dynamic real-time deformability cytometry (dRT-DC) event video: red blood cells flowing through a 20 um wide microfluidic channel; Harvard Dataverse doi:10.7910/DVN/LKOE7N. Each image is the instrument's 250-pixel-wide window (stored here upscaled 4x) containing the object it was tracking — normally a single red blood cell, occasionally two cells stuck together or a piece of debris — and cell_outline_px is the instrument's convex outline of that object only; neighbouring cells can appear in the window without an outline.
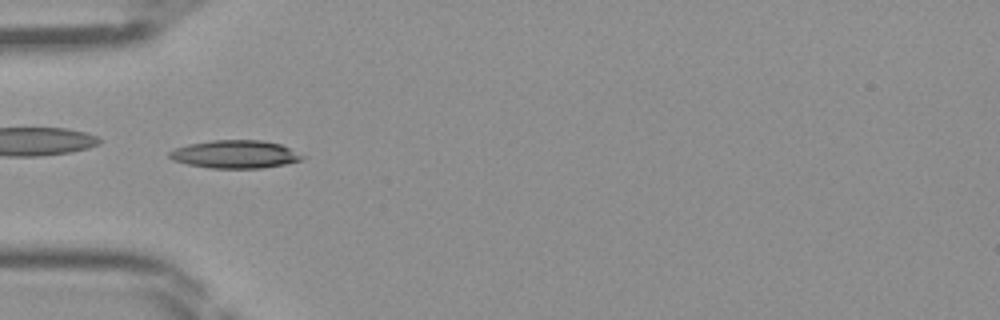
{"species": "Egyptian fruit bat (a non-hibernating species)", "species_latin": "Rousettus aegyptiacus", "temperature_condition": "room temperature", "stored_images_in_passage": 45, "camera_frame_rate_fps": 3000, "um_per_image_px": 0.085, "frame": {"image": 1, "passage_image": 14, "time_ms": 4.333, "image_size_px": [1000, 320], "cell_outline_px": [[308, 156], [304, 160], [284, 164], [260, 168], [208, 168], [188, 164], [172, 160], [168, 156], [168, 152], [176, 148], [188, 144], [212, 140], [260, 140], [280, 144]], "centroid_in_image_um": [20.01, 13.11], "position_along_channel_um": 65.0, "area_um2": 21.79}}
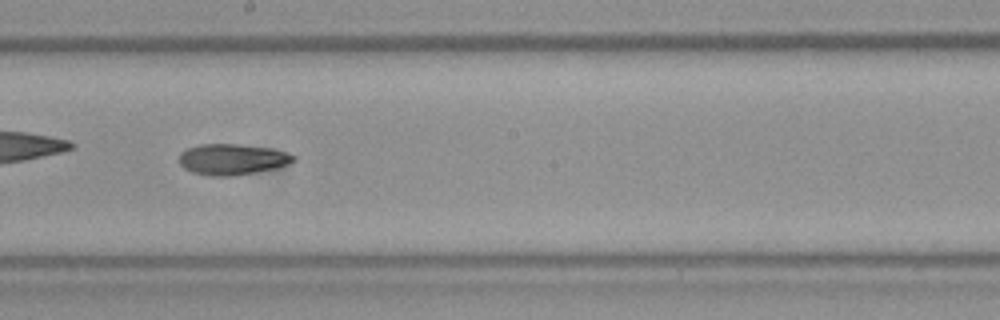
{"frame": {"image": 2, "passage_image": 25, "time_ms": 8.0, "image_size_px": [1000, 320], "cell_outline_px": [[296, 160], [288, 164], [276, 168], [256, 172], [232, 176], [212, 176], [192, 172], [184, 168], [180, 164], [180, 152], [188, 148], [200, 144], [236, 144], [268, 148], [284, 152], [296, 156]], "centroid_in_image_um": [19.73, 13.55], "position_along_channel_um": 228.5, "area_um2": 20.46}}
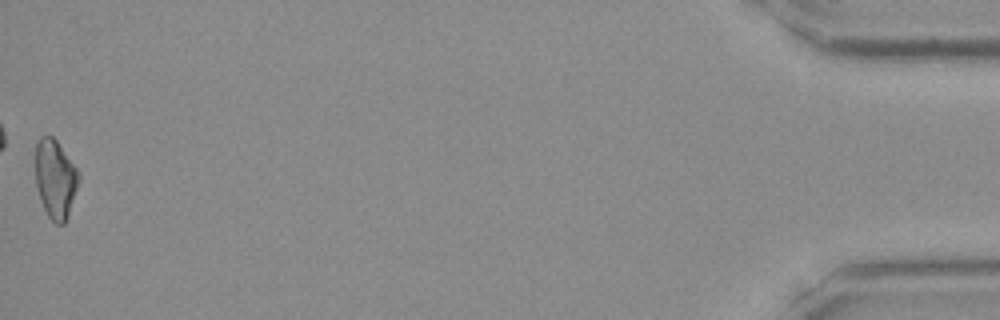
{"frame": {"image": 3, "passage_image": 45, "time_ms": 14.667, "image_size_px": [1000, 320], "cell_outline_px": [[80, 180], [68, 216], [64, 224], [56, 224], [48, 216], [40, 200], [36, 184], [36, 144], [40, 136], [52, 136], [56, 140], [80, 172]], "centroid_in_image_um": [4.72, 15.21], "position_along_channel_um": 430.5, "area_um2": 19.88}}